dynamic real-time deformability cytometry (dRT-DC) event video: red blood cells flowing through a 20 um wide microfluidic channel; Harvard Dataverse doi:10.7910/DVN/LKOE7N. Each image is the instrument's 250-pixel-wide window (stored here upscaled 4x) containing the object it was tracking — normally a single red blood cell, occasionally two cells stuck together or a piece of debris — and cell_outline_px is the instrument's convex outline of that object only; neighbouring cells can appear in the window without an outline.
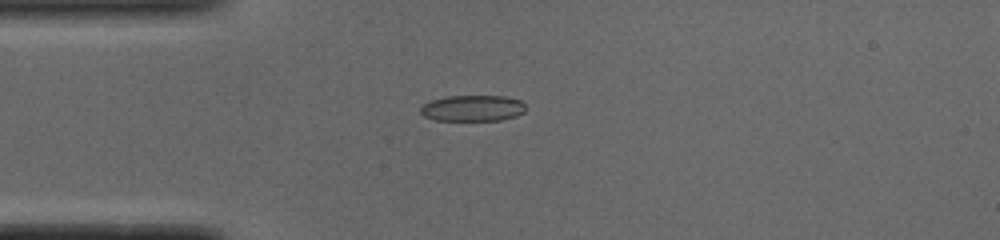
{"species": "common noctule bat (a hibernating species)", "species_latin": "Nyctalus noctula", "temperature_condition": "cold", "stored_images_in_passage": 39, "camera_frame_rate_fps": 3000, "um_per_image_px": 0.085, "animal": {"sex": "male", "body_mass_g": 19.0, "forearm_length_mm": 50.8}, "frame": {"image": 1, "passage_image": 1, "time_ms": 0.0, "image_size_px": [1000, 240], "cell_outline_px": [[524, 112], [516, 116], [500, 120], [436, 120], [424, 116], [420, 112], [420, 108], [424, 104], [432, 100], [448, 96], [504, 96], [520, 100], [524, 104]], "centroid_in_image_um": [40.17, 9.19], "position_along_channel_um": 44.8, "area_um2": 15.84}}
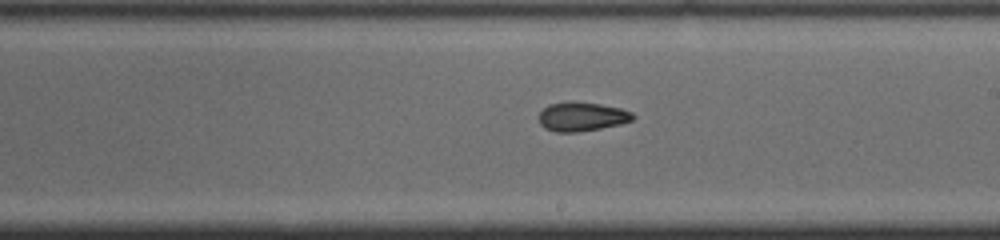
{"frame": {"image": 2, "passage_image": 17, "time_ms": 5.333, "image_size_px": [1000, 240], "cell_outline_px": [[636, 116], [632, 120], [620, 124], [600, 128], [576, 132], [556, 132], [544, 128], [540, 124], [540, 112], [548, 104], [572, 100], [600, 104], [620, 108], [632, 112]], "centroid_in_image_um": [49.45, 9.89], "position_along_channel_um": 239.5, "area_um2": 16.01}}
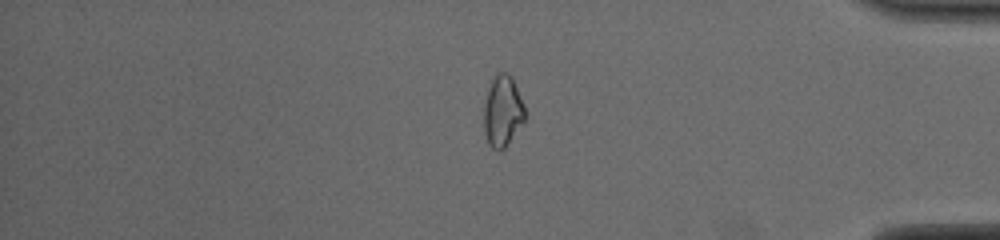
{"frame": {"image": 3, "passage_image": 31, "time_ms": 10.0, "image_size_px": [1000, 240], "cell_outline_px": [[524, 120], [504, 148], [500, 152], [492, 148], [488, 144], [484, 132], [484, 104], [488, 88], [492, 80], [500, 72], [508, 72], [512, 76], [524, 104]], "centroid_in_image_um": [42.71, 9.44], "position_along_channel_um": 392.5, "area_um2": 16.88}, "authors_computed_cell_mechanics": {"area_um2": 16.2418, "velocity_mm_per_s": 3.9041, "shape_relaxation_time_tau1_ms": null, "shape_relaxation_time_tau2_ms": 9.4311, "deformation_change_tau1": null, "deformation_change_tau2": 0.1248}}